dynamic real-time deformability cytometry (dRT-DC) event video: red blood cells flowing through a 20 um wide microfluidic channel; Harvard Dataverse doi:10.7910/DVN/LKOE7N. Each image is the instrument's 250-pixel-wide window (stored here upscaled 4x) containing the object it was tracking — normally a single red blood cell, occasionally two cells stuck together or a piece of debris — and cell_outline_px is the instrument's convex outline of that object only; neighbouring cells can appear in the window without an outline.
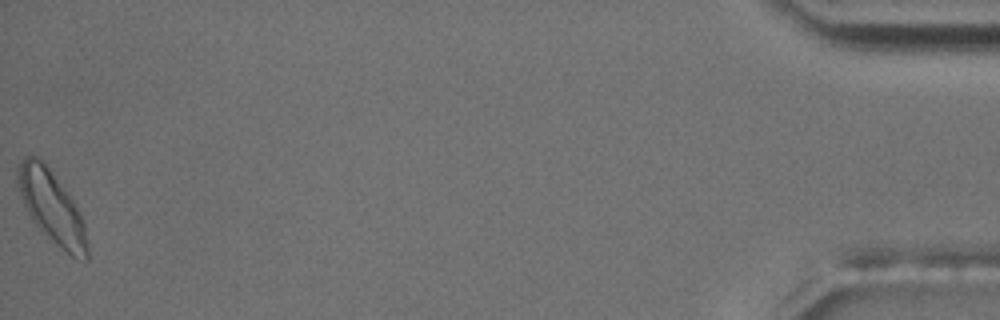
{"species": "common noctule bat (a hibernating species)", "species_latin": "Nyctalus noctula", "temperature_condition": "room temperature", "stored_images_in_passage": 56, "camera_frame_rate_fps": 3000, "um_per_image_px": 0.085, "animal": {"sex": "male", "body_mass_g": 17.5, "forearm_length_mm": 52.3}, "frame": {"image": 1, "passage_image": 56, "time_ms": 18.333, "image_size_px": [1000, 320], "cell_outline_px": [[88, 260], [84, 260], [72, 256], [56, 244], [32, 220], [24, 204], [16, 180], [16, 168], [20, 160], [24, 156], [36, 156], [48, 168], [72, 200], [80, 212], [84, 220], [88, 248]], "centroid_in_image_um": [4.39, 17.59], "position_along_channel_um": 430.8, "area_um2": 28.67}, "authors_computed_cell_mechanics": {"area_um2": 21.7906, "velocity_mm_per_s": 3.5681, "shape_relaxation_time_tau1_ms": 5.8275, "shape_relaxation_time_tau2_ms": 3.543, "deformation_change_tau1": 0.1205, "deformation_change_tau2": 0.0995}}